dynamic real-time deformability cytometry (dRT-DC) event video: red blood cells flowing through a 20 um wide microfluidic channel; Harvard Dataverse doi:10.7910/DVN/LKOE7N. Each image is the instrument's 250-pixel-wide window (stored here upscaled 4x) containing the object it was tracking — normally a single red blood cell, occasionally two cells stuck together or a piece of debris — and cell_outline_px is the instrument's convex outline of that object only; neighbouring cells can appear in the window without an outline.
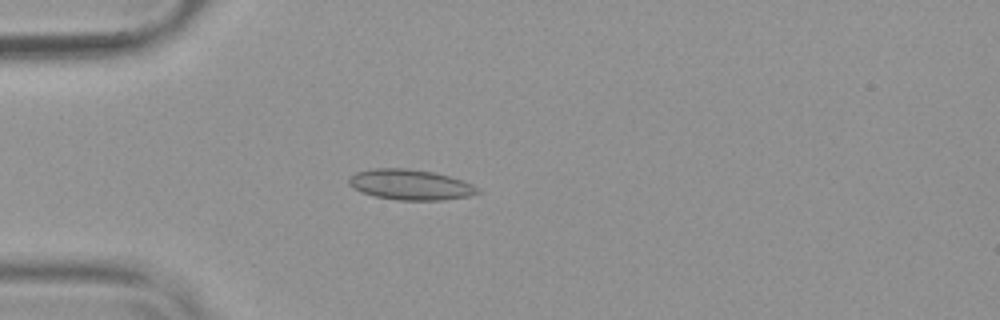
{"species": "common noctule bat (a hibernating species)", "species_latin": "Nyctalus noctula", "temperature_condition": "warm", "stored_images_in_passage": 41, "camera_frame_rate_fps": 3000, "um_per_image_px": 0.085, "animal": {"sex": "female", "body_mass_g": 19.9}, "frame": {"image": 1, "passage_image": 3, "time_ms": 0.667, "image_size_px": [1000, 320], "cell_outline_px": [[480, 192], [468, 196], [444, 200], [396, 200], [376, 196], [360, 192], [352, 188], [348, 184], [348, 176], [356, 172], [372, 168], [408, 168], [432, 172], [464, 180], [480, 188]], "centroid_in_image_um": [34.85, 15.69], "position_along_channel_um": 50.2, "area_um2": 23.06}}
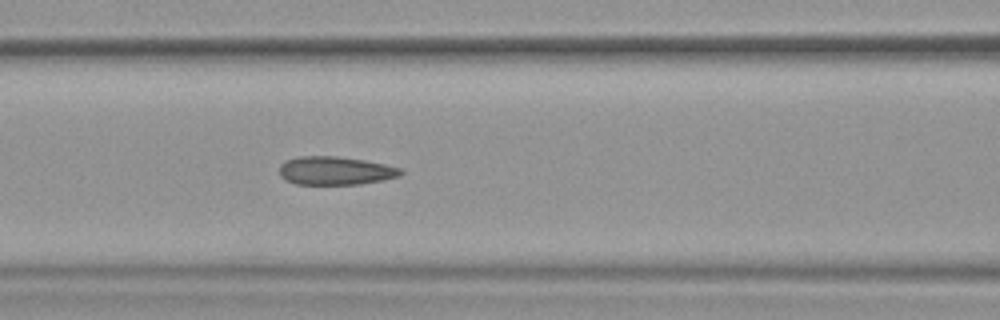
{"frame": {"image": 2, "passage_image": 11, "time_ms": 3.333, "image_size_px": [1000, 320], "cell_outline_px": [[404, 172], [400, 176], [384, 180], [360, 184], [296, 184], [284, 180], [280, 176], [280, 164], [284, 160], [300, 156], [336, 156], [364, 160], [404, 168]], "centroid_in_image_um": [28.52, 14.51], "position_along_channel_um": 138.1, "area_um2": 20.29}}
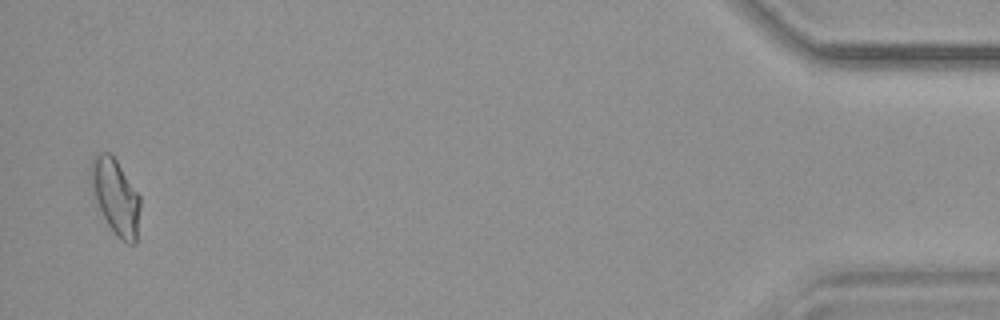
{"frame": {"image": 3, "passage_image": 40, "time_ms": 13.0, "image_size_px": [1000, 320], "cell_outline_px": [[140, 208], [136, 244], [128, 244], [120, 240], [112, 232], [96, 204], [88, 184], [88, 168], [92, 156], [96, 152], [108, 152], [116, 160], [140, 196]], "centroid_in_image_um": [9.75, 16.7], "position_along_channel_um": 425.4, "area_um2": 22.48}, "authors_computed_cell_mechanics": {"area_um2": 20.3456, "velocity_mm_per_s": 3.8196, "shape_relaxation_time_tau1_ms": null, "shape_relaxation_time_tau2_ms": 1.7524, "deformation_change_tau1": null, "deformation_change_tau2": 0.0732}}